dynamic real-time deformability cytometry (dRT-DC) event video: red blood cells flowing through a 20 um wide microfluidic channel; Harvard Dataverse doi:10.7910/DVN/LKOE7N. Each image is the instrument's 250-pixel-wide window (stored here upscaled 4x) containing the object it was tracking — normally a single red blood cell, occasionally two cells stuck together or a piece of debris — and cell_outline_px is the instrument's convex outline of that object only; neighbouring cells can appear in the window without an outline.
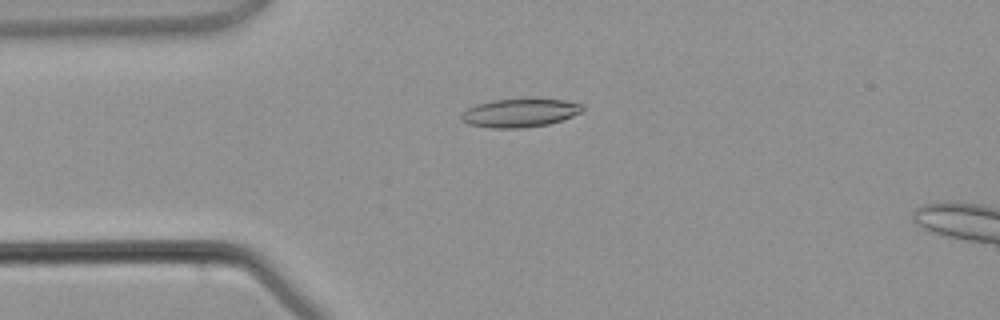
{"species": "common noctule bat (a hibernating species)", "species_latin": "Nyctalus noctula", "temperature_condition": "warm", "stored_images_in_passage": 4, "camera_frame_rate_fps": 3000, "um_per_image_px": 0.085, "animal": {"sex": "male", "body_mass_g": 21.5, "forearm_length_mm": 52.0}, "frame": {"image": 1, "passage_image": 3, "time_ms": 2.667, "image_size_px": [1000, 320], "cell_outline_px": [[584, 108], [580, 112], [572, 116], [548, 124], [520, 128], [492, 128], [468, 124], [460, 120], [460, 116], [468, 108], [476, 104], [492, 100], [564, 100], [580, 104]], "centroid_in_image_um": [44.13, 9.61], "position_along_channel_um": 40.9, "area_um2": 19.59}}